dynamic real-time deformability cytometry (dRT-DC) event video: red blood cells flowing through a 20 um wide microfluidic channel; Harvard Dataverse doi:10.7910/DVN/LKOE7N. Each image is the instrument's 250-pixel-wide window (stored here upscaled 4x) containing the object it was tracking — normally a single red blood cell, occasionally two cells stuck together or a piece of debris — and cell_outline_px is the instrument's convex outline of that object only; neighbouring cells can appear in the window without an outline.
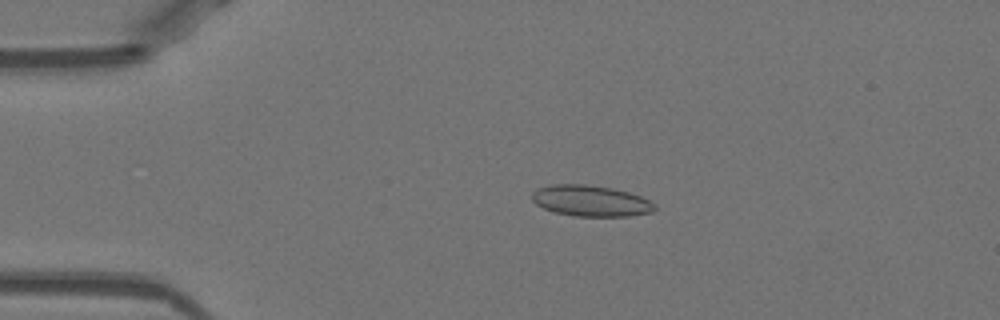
{"species": "Egyptian fruit bat (a non-hibernating species)", "species_latin": "Rousettus aegyptiacus", "temperature_condition": "warm", "stored_images_in_passage": 51, "camera_frame_rate_fps": 3000, "um_per_image_px": 0.085, "animal": {"sex": "female"}, "frame": {"image": 1, "passage_image": 11, "time_ms": 3.333, "image_size_px": [1000, 320], "cell_outline_px": [[656, 208], [652, 212], [628, 216], [576, 216], [556, 212], [544, 208], [536, 204], [532, 200], [532, 192], [536, 188], [552, 184], [584, 184], [612, 188], [628, 192], [640, 196], [656, 204]], "centroid_in_image_um": [50.2, 17.06], "position_along_channel_um": 34.8, "area_um2": 22.14}}
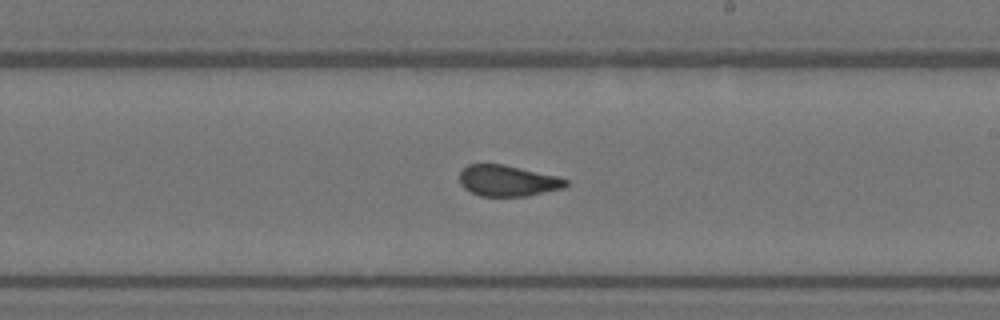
{"frame": {"image": 2, "passage_image": 30, "time_ms": 9.667, "image_size_px": [1000, 320], "cell_outline_px": [[568, 184], [564, 188], [528, 196], [480, 196], [464, 188], [460, 184], [460, 172], [468, 164], [504, 164], [556, 176], [568, 180]], "centroid_in_image_um": [43.15, 15.36], "position_along_channel_um": 245.8, "area_um2": 19.19}}
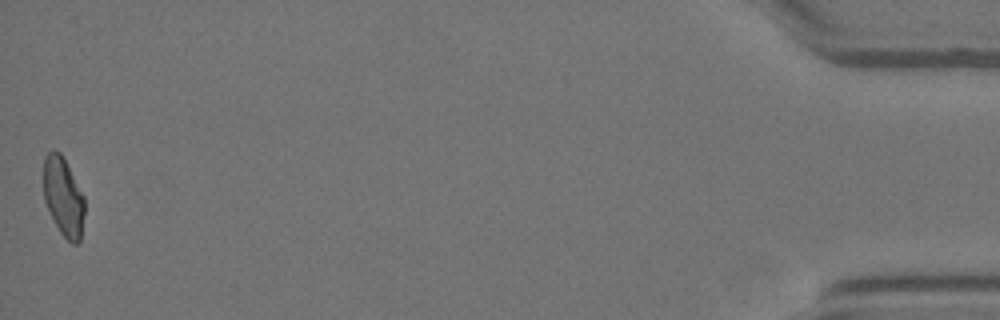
{"frame": {"image": 3, "passage_image": 51, "time_ms": 16.667, "image_size_px": [1000, 320], "cell_outline_px": [[84, 212], [80, 240], [76, 244], [72, 244], [60, 232], [44, 200], [44, 156], [52, 148], [60, 152], [84, 196]], "centroid_in_image_um": [5.38, 16.7], "position_along_channel_um": 429.8, "area_um2": 18.55}, "authors_computed_cell_mechanics": {"area_um2": 20.1144, "velocity_mm_per_s": 3.9806, "shape_relaxation_time_tau1_ms": 7.9722, "shape_relaxation_time_tau2_ms": 0.9401, "deformation_change_tau1": 0.1695, "deformation_change_tau2": 0.0774}}